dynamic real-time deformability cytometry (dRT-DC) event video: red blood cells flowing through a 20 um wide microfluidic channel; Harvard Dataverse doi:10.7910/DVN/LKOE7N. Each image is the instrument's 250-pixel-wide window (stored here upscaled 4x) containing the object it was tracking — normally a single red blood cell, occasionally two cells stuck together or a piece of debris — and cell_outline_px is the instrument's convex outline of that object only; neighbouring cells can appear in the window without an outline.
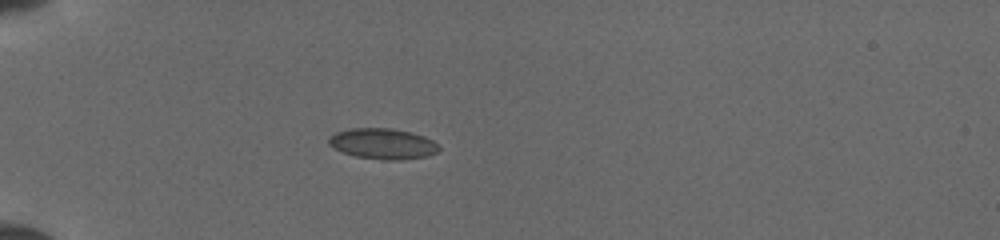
{"species": "common noctule bat (a hibernating species)", "species_latin": "Nyctalus noctula", "temperature_condition": "cold", "stored_images_in_passage": 35, "camera_frame_rate_fps": 3000, "um_per_image_px": 0.085, "animal": {"sex": "female", "body_mass_g": 19.5, "forearm_length_mm": 54.1}, "frame": {"image": 1, "passage_image": 1, "time_ms": 0.0, "image_size_px": [1000, 240], "cell_outline_px": [[440, 152], [428, 156], [400, 160], [384, 160], [356, 156], [344, 152], [328, 144], [328, 136], [336, 132], [352, 128], [392, 128], [412, 132], [424, 136], [432, 140], [440, 148]], "centroid_in_image_um": [32.57, 12.21], "position_along_channel_um": 52.4, "area_um2": 19.77}}
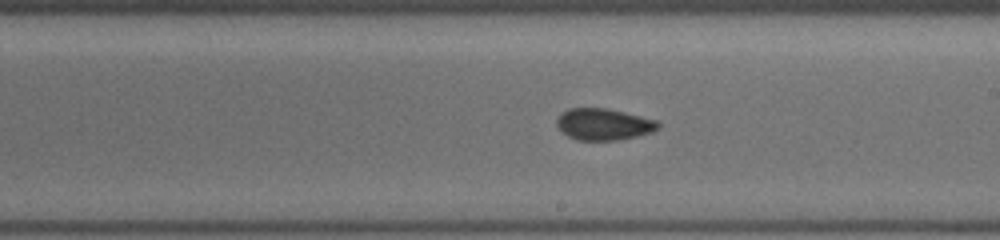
{"frame": {"image": 2, "passage_image": 16, "time_ms": 5.0, "image_size_px": [1000, 240], "cell_outline_px": [[660, 128], [652, 132], [620, 140], [576, 140], [560, 132], [556, 124], [556, 120], [560, 112], [568, 108], [608, 108], [656, 120], [660, 124]], "centroid_in_image_um": [51.27, 10.56], "position_along_channel_um": 237.7, "area_um2": 18.9}}
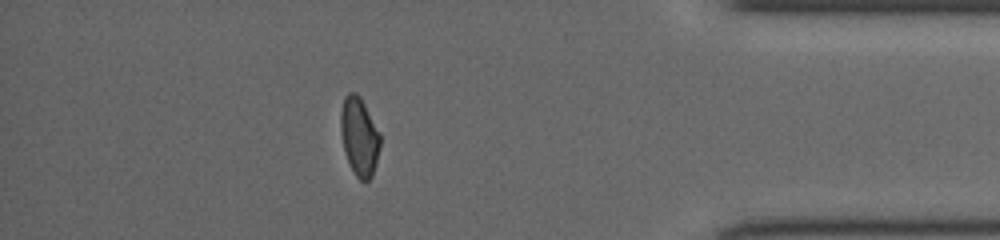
{"frame": {"image": 3, "passage_image": 30, "time_ms": 9.667, "image_size_px": [1000, 240], "cell_outline_px": [[380, 148], [372, 176], [368, 180], [360, 180], [356, 176], [348, 160], [344, 148], [340, 132], [340, 112], [344, 96], [348, 92], [356, 92], [360, 96], [380, 132]], "centroid_in_image_um": [30.54, 11.56], "position_along_channel_um": 404.7, "area_um2": 18.03}}